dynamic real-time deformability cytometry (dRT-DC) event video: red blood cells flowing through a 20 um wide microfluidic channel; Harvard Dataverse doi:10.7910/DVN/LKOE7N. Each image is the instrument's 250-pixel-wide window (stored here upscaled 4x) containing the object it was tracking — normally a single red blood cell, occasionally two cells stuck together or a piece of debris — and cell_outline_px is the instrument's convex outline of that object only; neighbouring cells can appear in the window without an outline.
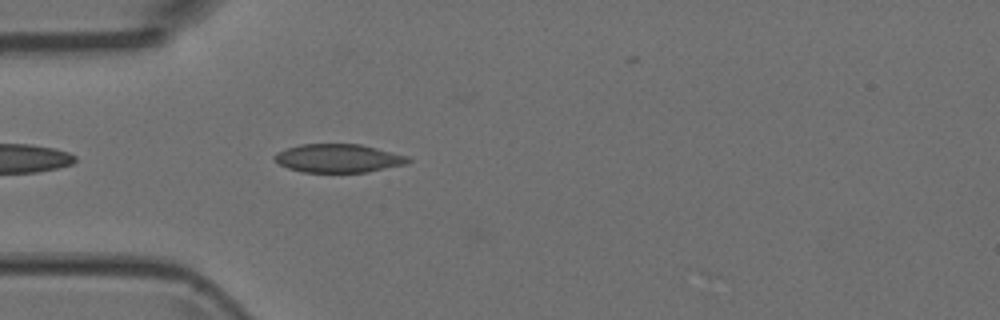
{"species": "Egyptian fruit bat (a non-hibernating species)", "species_latin": "Rousettus aegyptiacus", "temperature_condition": "room temperature", "stored_images_in_passage": 4, "camera_frame_rate_fps": 3000, "um_per_image_px": 0.085, "animal": {"sex": "female"}, "frame": {"image": 1, "passage_image": 4, "time_ms": 1.0, "image_size_px": [1000, 320], "cell_outline_px": [[412, 160], [404, 164], [368, 172], [304, 172], [288, 168], [280, 164], [272, 156], [276, 152], [300, 144], [360, 144], [408, 156]], "centroid_in_image_um": [28.74, 13.45], "position_along_channel_um": 56.3, "area_um2": 21.96}}